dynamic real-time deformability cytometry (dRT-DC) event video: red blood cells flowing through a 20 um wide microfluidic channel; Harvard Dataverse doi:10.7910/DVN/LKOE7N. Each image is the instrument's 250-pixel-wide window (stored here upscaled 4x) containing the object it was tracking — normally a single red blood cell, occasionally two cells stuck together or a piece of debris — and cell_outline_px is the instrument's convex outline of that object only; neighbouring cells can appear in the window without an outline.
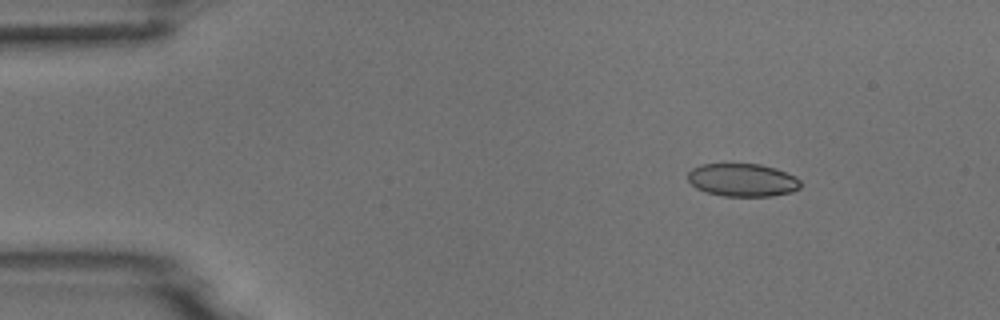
{"species": "common noctule bat (a hibernating species)", "species_latin": "Nyctalus noctula", "temperature_condition": "room temperature", "stored_images_in_passage": 4, "camera_frame_rate_fps": 3000, "um_per_image_px": 0.085, "animal": {"sex": "male", "body_mass_g": 18.8}, "frame": {"image": 1, "passage_image": 2, "time_ms": 2.0, "image_size_px": [1000, 320], "cell_outline_px": [[800, 188], [792, 192], [772, 196], [724, 196], [708, 192], [696, 188], [688, 180], [688, 172], [692, 168], [700, 164], [760, 164], [776, 168], [796, 176], [800, 180]], "centroid_in_image_um": [63.13, 15.3], "position_along_channel_um": 21.9, "area_um2": 21.73}}